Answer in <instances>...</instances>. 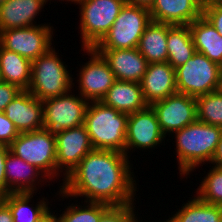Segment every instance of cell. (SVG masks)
Listing matches in <instances>:
<instances>
[{"label":"cell","instance_id":"cell-1","mask_svg":"<svg viewBox=\"0 0 222 222\" xmlns=\"http://www.w3.org/2000/svg\"><path fill=\"white\" fill-rule=\"evenodd\" d=\"M129 158L122 152L93 149L61 183L59 195L111 206L135 204L137 185Z\"/></svg>","mask_w":222,"mask_h":222},{"label":"cell","instance_id":"cell-2","mask_svg":"<svg viewBox=\"0 0 222 222\" xmlns=\"http://www.w3.org/2000/svg\"><path fill=\"white\" fill-rule=\"evenodd\" d=\"M174 133L178 170L180 177H186L199 165L203 166L202 163H211L222 135V128L196 120Z\"/></svg>","mask_w":222,"mask_h":222},{"label":"cell","instance_id":"cell-3","mask_svg":"<svg viewBox=\"0 0 222 222\" xmlns=\"http://www.w3.org/2000/svg\"><path fill=\"white\" fill-rule=\"evenodd\" d=\"M128 114L121 113L101 101L89 102L84 125L94 149L125 153Z\"/></svg>","mask_w":222,"mask_h":222},{"label":"cell","instance_id":"cell-4","mask_svg":"<svg viewBox=\"0 0 222 222\" xmlns=\"http://www.w3.org/2000/svg\"><path fill=\"white\" fill-rule=\"evenodd\" d=\"M57 54L51 47L32 61L28 91L40 101L66 94L75 86L67 65Z\"/></svg>","mask_w":222,"mask_h":222},{"label":"cell","instance_id":"cell-5","mask_svg":"<svg viewBox=\"0 0 222 222\" xmlns=\"http://www.w3.org/2000/svg\"><path fill=\"white\" fill-rule=\"evenodd\" d=\"M12 154L36 166L48 180L57 179L56 137L45 128L20 133L9 145Z\"/></svg>","mask_w":222,"mask_h":222},{"label":"cell","instance_id":"cell-6","mask_svg":"<svg viewBox=\"0 0 222 222\" xmlns=\"http://www.w3.org/2000/svg\"><path fill=\"white\" fill-rule=\"evenodd\" d=\"M82 49L94 48L113 26L126 0H77Z\"/></svg>","mask_w":222,"mask_h":222},{"label":"cell","instance_id":"cell-7","mask_svg":"<svg viewBox=\"0 0 222 222\" xmlns=\"http://www.w3.org/2000/svg\"><path fill=\"white\" fill-rule=\"evenodd\" d=\"M151 21L147 7L125 3L113 26L94 49L137 48L144 30Z\"/></svg>","mask_w":222,"mask_h":222},{"label":"cell","instance_id":"cell-8","mask_svg":"<svg viewBox=\"0 0 222 222\" xmlns=\"http://www.w3.org/2000/svg\"><path fill=\"white\" fill-rule=\"evenodd\" d=\"M177 92L197 97L219 90L222 66L196 52L175 69Z\"/></svg>","mask_w":222,"mask_h":222},{"label":"cell","instance_id":"cell-9","mask_svg":"<svg viewBox=\"0 0 222 222\" xmlns=\"http://www.w3.org/2000/svg\"><path fill=\"white\" fill-rule=\"evenodd\" d=\"M49 24L5 29L0 32V44L31 62L52 47L53 28Z\"/></svg>","mask_w":222,"mask_h":222},{"label":"cell","instance_id":"cell-10","mask_svg":"<svg viewBox=\"0 0 222 222\" xmlns=\"http://www.w3.org/2000/svg\"><path fill=\"white\" fill-rule=\"evenodd\" d=\"M71 91L43 102L44 127L51 132H59L84 124L88 101Z\"/></svg>","mask_w":222,"mask_h":222},{"label":"cell","instance_id":"cell-11","mask_svg":"<svg viewBox=\"0 0 222 222\" xmlns=\"http://www.w3.org/2000/svg\"><path fill=\"white\" fill-rule=\"evenodd\" d=\"M83 51L91 57L79 71V95L88 102L101 101L116 81L115 75L107 61L94 48H83Z\"/></svg>","mask_w":222,"mask_h":222},{"label":"cell","instance_id":"cell-12","mask_svg":"<svg viewBox=\"0 0 222 222\" xmlns=\"http://www.w3.org/2000/svg\"><path fill=\"white\" fill-rule=\"evenodd\" d=\"M57 176L63 172L64 180L77 167L80 161L94 148L85 125L55 133ZM62 170V171H61ZM65 171V172H64Z\"/></svg>","mask_w":222,"mask_h":222},{"label":"cell","instance_id":"cell-13","mask_svg":"<svg viewBox=\"0 0 222 222\" xmlns=\"http://www.w3.org/2000/svg\"><path fill=\"white\" fill-rule=\"evenodd\" d=\"M151 107L156 112L165 137L166 134H174L197 120L196 99L190 95L177 92L153 103Z\"/></svg>","mask_w":222,"mask_h":222},{"label":"cell","instance_id":"cell-14","mask_svg":"<svg viewBox=\"0 0 222 222\" xmlns=\"http://www.w3.org/2000/svg\"><path fill=\"white\" fill-rule=\"evenodd\" d=\"M165 141L156 112L148 105L142 110L128 115L126 128L125 154L128 156L129 150L133 149H155Z\"/></svg>","mask_w":222,"mask_h":222},{"label":"cell","instance_id":"cell-15","mask_svg":"<svg viewBox=\"0 0 222 222\" xmlns=\"http://www.w3.org/2000/svg\"><path fill=\"white\" fill-rule=\"evenodd\" d=\"M3 112L14 123L19 133L31 132L44 127L43 102L28 90H22Z\"/></svg>","mask_w":222,"mask_h":222},{"label":"cell","instance_id":"cell-16","mask_svg":"<svg viewBox=\"0 0 222 222\" xmlns=\"http://www.w3.org/2000/svg\"><path fill=\"white\" fill-rule=\"evenodd\" d=\"M95 50L107 61L116 80L141 82L149 63L137 48Z\"/></svg>","mask_w":222,"mask_h":222},{"label":"cell","instance_id":"cell-17","mask_svg":"<svg viewBox=\"0 0 222 222\" xmlns=\"http://www.w3.org/2000/svg\"><path fill=\"white\" fill-rule=\"evenodd\" d=\"M148 105L177 93L176 71L168 62L149 63L140 82Z\"/></svg>","mask_w":222,"mask_h":222},{"label":"cell","instance_id":"cell-18","mask_svg":"<svg viewBox=\"0 0 222 222\" xmlns=\"http://www.w3.org/2000/svg\"><path fill=\"white\" fill-rule=\"evenodd\" d=\"M154 22L170 25H189L202 13L200 0H154L148 8Z\"/></svg>","mask_w":222,"mask_h":222},{"label":"cell","instance_id":"cell-19","mask_svg":"<svg viewBox=\"0 0 222 222\" xmlns=\"http://www.w3.org/2000/svg\"><path fill=\"white\" fill-rule=\"evenodd\" d=\"M5 165L7 194L22 192L37 193L35 192V190L37 191L36 182L38 181L39 183L40 181L41 185V181L44 182V180H47L45 174L36 166L23 161L10 151L7 154Z\"/></svg>","mask_w":222,"mask_h":222},{"label":"cell","instance_id":"cell-20","mask_svg":"<svg viewBox=\"0 0 222 222\" xmlns=\"http://www.w3.org/2000/svg\"><path fill=\"white\" fill-rule=\"evenodd\" d=\"M46 3L45 0H7L0 5V32L35 26L34 19Z\"/></svg>","mask_w":222,"mask_h":222},{"label":"cell","instance_id":"cell-21","mask_svg":"<svg viewBox=\"0 0 222 222\" xmlns=\"http://www.w3.org/2000/svg\"><path fill=\"white\" fill-rule=\"evenodd\" d=\"M101 102L128 115L148 106L140 83L119 80L113 83Z\"/></svg>","mask_w":222,"mask_h":222},{"label":"cell","instance_id":"cell-22","mask_svg":"<svg viewBox=\"0 0 222 222\" xmlns=\"http://www.w3.org/2000/svg\"><path fill=\"white\" fill-rule=\"evenodd\" d=\"M196 52L222 66V36L203 15L189 24Z\"/></svg>","mask_w":222,"mask_h":222},{"label":"cell","instance_id":"cell-23","mask_svg":"<svg viewBox=\"0 0 222 222\" xmlns=\"http://www.w3.org/2000/svg\"><path fill=\"white\" fill-rule=\"evenodd\" d=\"M32 62L0 44V80L28 90Z\"/></svg>","mask_w":222,"mask_h":222},{"label":"cell","instance_id":"cell-24","mask_svg":"<svg viewBox=\"0 0 222 222\" xmlns=\"http://www.w3.org/2000/svg\"><path fill=\"white\" fill-rule=\"evenodd\" d=\"M168 24L151 21L144 30L137 49L148 63L167 62Z\"/></svg>","mask_w":222,"mask_h":222},{"label":"cell","instance_id":"cell-25","mask_svg":"<svg viewBox=\"0 0 222 222\" xmlns=\"http://www.w3.org/2000/svg\"><path fill=\"white\" fill-rule=\"evenodd\" d=\"M167 50V62L174 69L185 64L196 53L189 25L168 24Z\"/></svg>","mask_w":222,"mask_h":222},{"label":"cell","instance_id":"cell-26","mask_svg":"<svg viewBox=\"0 0 222 222\" xmlns=\"http://www.w3.org/2000/svg\"><path fill=\"white\" fill-rule=\"evenodd\" d=\"M33 195L34 193L22 192L0 196L11 210L13 222H39L50 211L49 202L44 197L37 202L35 207L30 205Z\"/></svg>","mask_w":222,"mask_h":222},{"label":"cell","instance_id":"cell-27","mask_svg":"<svg viewBox=\"0 0 222 222\" xmlns=\"http://www.w3.org/2000/svg\"><path fill=\"white\" fill-rule=\"evenodd\" d=\"M182 205L168 222H222V206L208 204L197 196Z\"/></svg>","mask_w":222,"mask_h":222},{"label":"cell","instance_id":"cell-28","mask_svg":"<svg viewBox=\"0 0 222 222\" xmlns=\"http://www.w3.org/2000/svg\"><path fill=\"white\" fill-rule=\"evenodd\" d=\"M197 120L222 128V92L220 90L195 97Z\"/></svg>","mask_w":222,"mask_h":222},{"label":"cell","instance_id":"cell-29","mask_svg":"<svg viewBox=\"0 0 222 222\" xmlns=\"http://www.w3.org/2000/svg\"><path fill=\"white\" fill-rule=\"evenodd\" d=\"M86 206L73 205L68 206L56 222H99L102 215L111 207V205L101 202H85Z\"/></svg>","mask_w":222,"mask_h":222},{"label":"cell","instance_id":"cell-30","mask_svg":"<svg viewBox=\"0 0 222 222\" xmlns=\"http://www.w3.org/2000/svg\"><path fill=\"white\" fill-rule=\"evenodd\" d=\"M197 188L196 196L213 205L222 206V168L212 166Z\"/></svg>","mask_w":222,"mask_h":222},{"label":"cell","instance_id":"cell-31","mask_svg":"<svg viewBox=\"0 0 222 222\" xmlns=\"http://www.w3.org/2000/svg\"><path fill=\"white\" fill-rule=\"evenodd\" d=\"M134 208V204L111 206L102 215L99 222H134L138 218L134 213Z\"/></svg>","mask_w":222,"mask_h":222},{"label":"cell","instance_id":"cell-32","mask_svg":"<svg viewBox=\"0 0 222 222\" xmlns=\"http://www.w3.org/2000/svg\"><path fill=\"white\" fill-rule=\"evenodd\" d=\"M19 134L14 123L6 117L4 112L0 111V144L9 146Z\"/></svg>","mask_w":222,"mask_h":222},{"label":"cell","instance_id":"cell-33","mask_svg":"<svg viewBox=\"0 0 222 222\" xmlns=\"http://www.w3.org/2000/svg\"><path fill=\"white\" fill-rule=\"evenodd\" d=\"M21 91L16 85L0 80V111L3 112L5 107L18 96Z\"/></svg>","mask_w":222,"mask_h":222},{"label":"cell","instance_id":"cell-34","mask_svg":"<svg viewBox=\"0 0 222 222\" xmlns=\"http://www.w3.org/2000/svg\"><path fill=\"white\" fill-rule=\"evenodd\" d=\"M202 15L214 26L222 36V5L215 7L202 8Z\"/></svg>","mask_w":222,"mask_h":222},{"label":"cell","instance_id":"cell-35","mask_svg":"<svg viewBox=\"0 0 222 222\" xmlns=\"http://www.w3.org/2000/svg\"><path fill=\"white\" fill-rule=\"evenodd\" d=\"M9 146L0 144V196L7 194V181L5 176V160L9 153Z\"/></svg>","mask_w":222,"mask_h":222},{"label":"cell","instance_id":"cell-36","mask_svg":"<svg viewBox=\"0 0 222 222\" xmlns=\"http://www.w3.org/2000/svg\"><path fill=\"white\" fill-rule=\"evenodd\" d=\"M0 222H13L9 206L0 198Z\"/></svg>","mask_w":222,"mask_h":222},{"label":"cell","instance_id":"cell-37","mask_svg":"<svg viewBox=\"0 0 222 222\" xmlns=\"http://www.w3.org/2000/svg\"><path fill=\"white\" fill-rule=\"evenodd\" d=\"M211 164L212 165L214 164V166L222 168V135H221L220 141L217 144V148L213 155Z\"/></svg>","mask_w":222,"mask_h":222},{"label":"cell","instance_id":"cell-38","mask_svg":"<svg viewBox=\"0 0 222 222\" xmlns=\"http://www.w3.org/2000/svg\"><path fill=\"white\" fill-rule=\"evenodd\" d=\"M154 0H126V3L149 8Z\"/></svg>","mask_w":222,"mask_h":222},{"label":"cell","instance_id":"cell-39","mask_svg":"<svg viewBox=\"0 0 222 222\" xmlns=\"http://www.w3.org/2000/svg\"><path fill=\"white\" fill-rule=\"evenodd\" d=\"M222 0H204L202 2V8L221 6Z\"/></svg>","mask_w":222,"mask_h":222},{"label":"cell","instance_id":"cell-40","mask_svg":"<svg viewBox=\"0 0 222 222\" xmlns=\"http://www.w3.org/2000/svg\"><path fill=\"white\" fill-rule=\"evenodd\" d=\"M39 222H56V218L52 211H49Z\"/></svg>","mask_w":222,"mask_h":222},{"label":"cell","instance_id":"cell-41","mask_svg":"<svg viewBox=\"0 0 222 222\" xmlns=\"http://www.w3.org/2000/svg\"><path fill=\"white\" fill-rule=\"evenodd\" d=\"M45 1L48 2L49 0H45ZM50 1H51V0H50ZM61 1H64V0H61ZM65 1H66V2H67V1H68V2H72V3L74 2V3L76 4V1H77V0H65Z\"/></svg>","mask_w":222,"mask_h":222},{"label":"cell","instance_id":"cell-42","mask_svg":"<svg viewBox=\"0 0 222 222\" xmlns=\"http://www.w3.org/2000/svg\"><path fill=\"white\" fill-rule=\"evenodd\" d=\"M219 90L222 92V72H221V80H220V87Z\"/></svg>","mask_w":222,"mask_h":222},{"label":"cell","instance_id":"cell-43","mask_svg":"<svg viewBox=\"0 0 222 222\" xmlns=\"http://www.w3.org/2000/svg\"><path fill=\"white\" fill-rule=\"evenodd\" d=\"M7 0H0V5L6 2Z\"/></svg>","mask_w":222,"mask_h":222},{"label":"cell","instance_id":"cell-44","mask_svg":"<svg viewBox=\"0 0 222 222\" xmlns=\"http://www.w3.org/2000/svg\"><path fill=\"white\" fill-rule=\"evenodd\" d=\"M134 222H140V221L137 220V218H136V220H135ZM141 222H142V220H141ZM161 222H162V221H161ZM163 222H168V221L166 220V221H163Z\"/></svg>","mask_w":222,"mask_h":222}]
</instances>
